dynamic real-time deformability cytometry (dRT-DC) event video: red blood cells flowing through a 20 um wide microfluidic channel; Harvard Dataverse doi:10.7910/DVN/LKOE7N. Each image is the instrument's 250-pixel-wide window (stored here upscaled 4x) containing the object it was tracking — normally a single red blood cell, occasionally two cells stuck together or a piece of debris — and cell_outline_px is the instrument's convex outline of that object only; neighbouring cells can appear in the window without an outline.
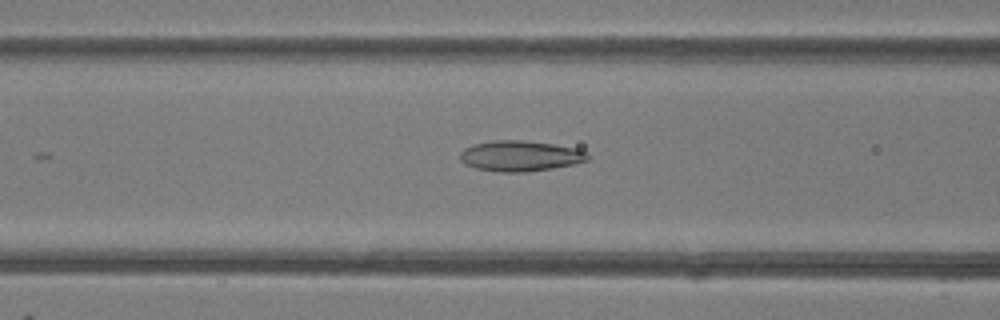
{"species": "common noctule bat (a hibernating species)", "species_latin": "Nyctalus noctula", "temperature_condition": "room temperature", "stored_images_in_passage": 43, "camera_frame_rate_fps": 3000, "um_per_image_px": 0.085, "animal": {"sex": "female"}, "frame": {"image": 1, "passage_image": 14, "time_ms": 4.333, "image_size_px": [1000, 320], "cell_outline_px": [[588, 160], [576, 164], [552, 168], [524, 172], [500, 172], [476, 168], [460, 160], [460, 152], [464, 148], [476, 144], [492, 140], [524, 140], [552, 144], [576, 148], [584, 152], [588, 156]], "centroid_in_image_um": [44.21, 13.25], "position_along_channel_um": 122.4, "area_um2": 22.54}}
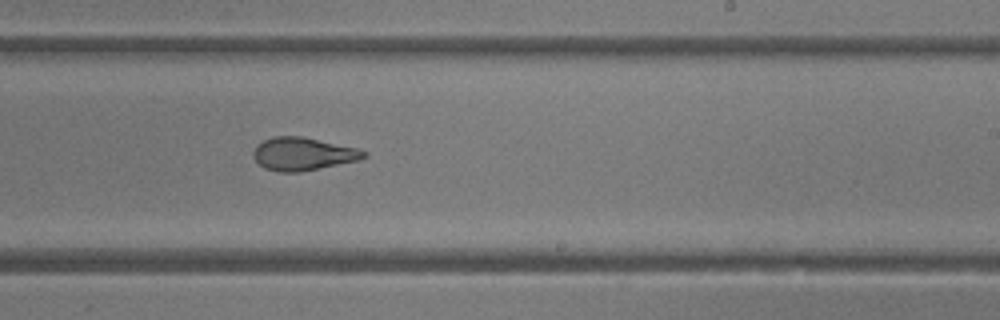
{"frame": {"image": 2, "passage_image": 24, "time_ms": 7.667, "image_size_px": [1000, 320], "cell_outline_px": [[368, 156], [360, 160], [300, 172], [280, 172], [264, 168], [252, 156], [252, 152], [256, 144], [272, 136], [304, 136], [356, 148], [368, 152]], "centroid_in_image_um": [25.74, 13.07], "position_along_channel_um": 263.3, "area_um2": 21.39}}
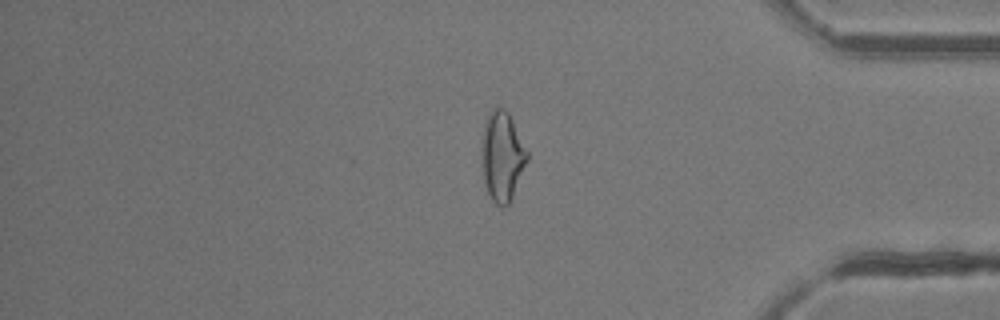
{"frame": {"image": 3, "passage_image": 35, "time_ms": 11.333, "image_size_px": [1000, 320], "cell_outline_px": [[528, 160], [512, 196], [508, 204], [504, 208], [496, 204], [492, 200], [484, 184], [484, 124], [488, 112], [496, 104], [504, 108], [508, 112], [528, 152]], "centroid_in_image_um": [42.71, 13.25], "position_along_channel_um": 392.5, "area_um2": 23.12}, "authors_computed_cell_mechanics": {"area_um2": 23.0044, "velocity_mm_per_s": 4.2178, "shape_relaxation_time_tau1_ms": 7.1437, "shape_relaxation_time_tau2_ms": 1.9018, "deformation_change_tau1": 0.2059, "deformation_change_tau2": 0.0941}}